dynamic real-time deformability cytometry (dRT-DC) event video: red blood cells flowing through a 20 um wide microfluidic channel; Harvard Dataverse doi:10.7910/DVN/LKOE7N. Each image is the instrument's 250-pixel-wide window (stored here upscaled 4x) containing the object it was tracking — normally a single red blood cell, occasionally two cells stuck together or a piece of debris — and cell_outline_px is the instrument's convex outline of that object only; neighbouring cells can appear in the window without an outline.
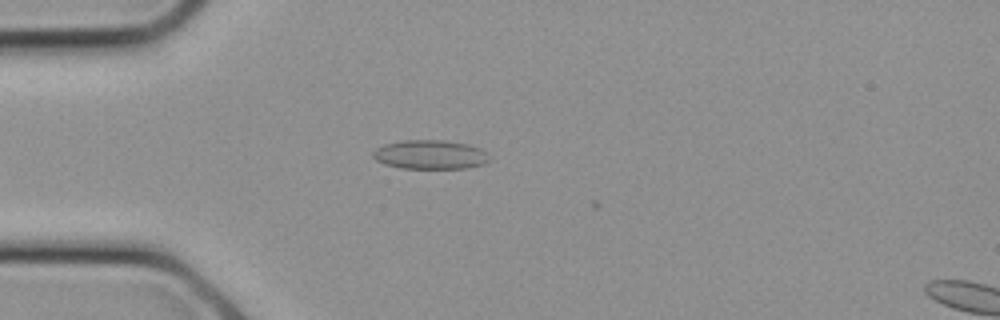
{"species": "common noctule bat (a hibernating species)", "species_latin": "Nyctalus noctula", "temperature_condition": "cold", "stored_images_in_passage": 3, "camera_frame_rate_fps": 3000, "um_per_image_px": 0.085, "animal": {"sex": "female", "body_mass_g": 21.9}, "frame": {"image": 1, "passage_image": 2, "time_ms": 0.333, "image_size_px": [1000, 320], "cell_outline_px": [[492, 160], [484, 164], [468, 168], [400, 168], [384, 164], [376, 160], [372, 156], [372, 152], [376, 148], [384, 144], [404, 140], [444, 140], [468, 144], [480, 148], [488, 152]], "centroid_in_image_um": [36.6, 13.14], "position_along_channel_um": 48.4, "area_um2": 20.0}}